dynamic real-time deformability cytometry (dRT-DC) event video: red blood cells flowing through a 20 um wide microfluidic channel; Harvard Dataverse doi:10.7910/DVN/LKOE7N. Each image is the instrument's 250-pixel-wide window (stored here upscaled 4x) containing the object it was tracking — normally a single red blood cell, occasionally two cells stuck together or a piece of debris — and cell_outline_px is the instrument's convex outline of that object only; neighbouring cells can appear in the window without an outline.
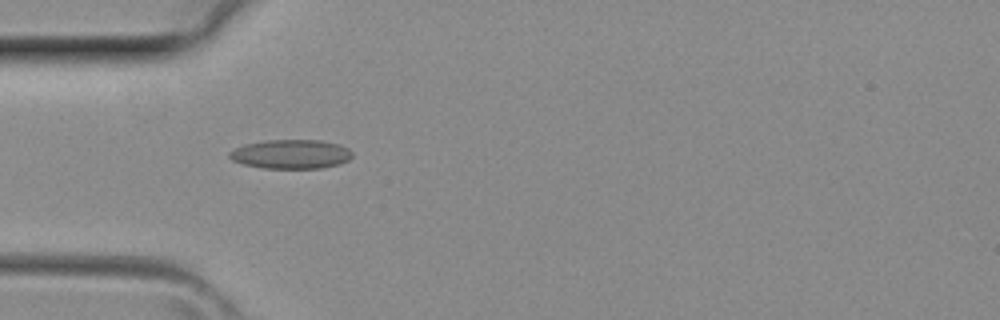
{"species": "common noctule bat (a hibernating species)", "species_latin": "Nyctalus noctula", "temperature_condition": "room temperature", "stored_images_in_passage": 28, "camera_frame_rate_fps": 3000, "um_per_image_px": 0.085, "animal": {"sex": "female", "body_mass_g": 29.2, "forearm_length_mm": 56.3}, "frame": {"image": 1, "passage_image": 1, "time_ms": 0.0, "image_size_px": [1000, 320], "cell_outline_px": [[352, 156], [348, 160], [340, 164], [320, 168], [264, 168], [244, 164], [232, 160], [228, 156], [228, 152], [244, 144], [264, 140], [320, 140], [340, 144], [348, 148], [352, 152]], "centroid_in_image_um": [24.74, 13.09], "position_along_channel_um": 60.3, "area_um2": 20.92}}
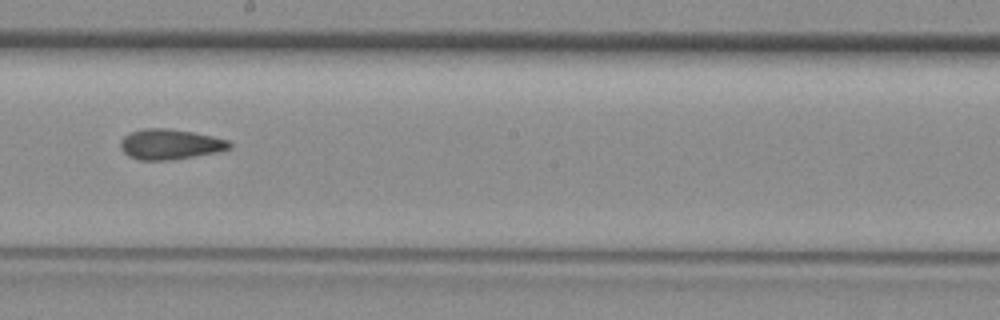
{"frame": {"image": 2, "passage_image": 11, "time_ms": 3.333, "image_size_px": [1000, 320], "cell_outline_px": [[232, 148], [216, 152], [168, 160], [140, 160], [128, 156], [120, 148], [120, 140], [124, 136], [132, 132], [144, 128], [168, 128], [192, 132], [212, 136], [228, 140], [232, 144]], "centroid_in_image_um": [14.44, 12.26], "position_along_channel_um": 233.8, "area_um2": 19.13}}
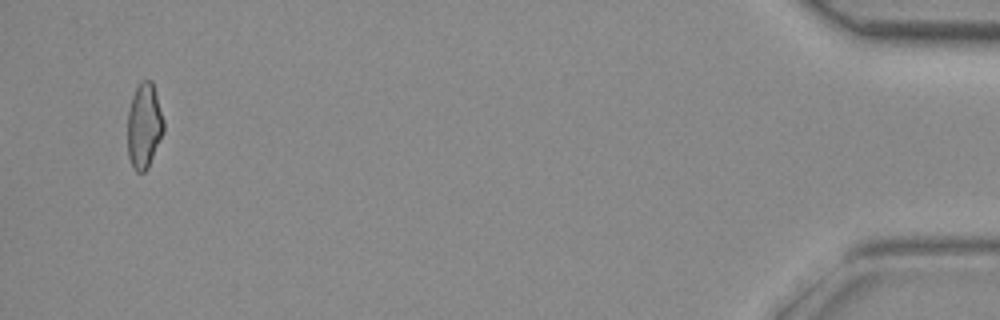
{"frame": {"image": 3, "passage_image": 27, "time_ms": 8.667, "image_size_px": [1000, 320], "cell_outline_px": [[164, 132], [148, 168], [144, 172], [136, 172], [132, 168], [128, 156], [128, 112], [132, 96], [140, 80], [152, 80], [156, 92], [164, 120]], "centroid_in_image_um": [12.26, 10.7], "position_along_channel_um": 422.9, "area_um2": 18.15}}